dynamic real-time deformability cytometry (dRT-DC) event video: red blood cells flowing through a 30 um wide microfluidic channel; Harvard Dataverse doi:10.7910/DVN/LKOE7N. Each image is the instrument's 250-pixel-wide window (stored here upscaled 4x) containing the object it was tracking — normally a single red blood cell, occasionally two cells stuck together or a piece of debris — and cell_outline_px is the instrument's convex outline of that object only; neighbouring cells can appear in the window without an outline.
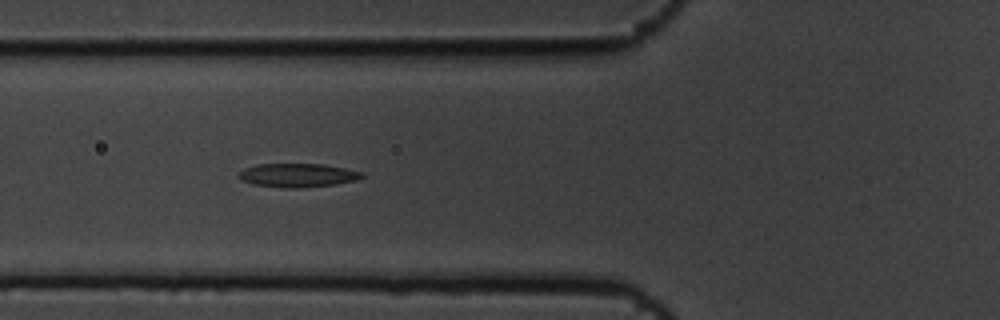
{"species": "common noctule bat (a hibernating species)", "species_latin": "Nyctalus noctula", "temperature_condition": "cold", "stored_images_in_passage": 7, "camera_frame_rate_fps": 3000, "um_per_image_px": 0.085, "animal": {"sex": "male", "body_mass_g": 19.5, "forearm_length_mm": 54.6}, "frame": {"image": 1, "passage_image": 6, "time_ms": 1.667, "image_size_px": [1000, 320], "cell_outline_px": [[364, 176], [356, 180], [336, 184], [300, 188], [280, 188], [252, 184], [240, 180], [236, 176], [244, 168], [256, 164], [324, 164], [364, 172]], "centroid_in_image_um": [25.26, 14.9], "position_along_channel_um": 100.5, "area_um2": 17.22}}
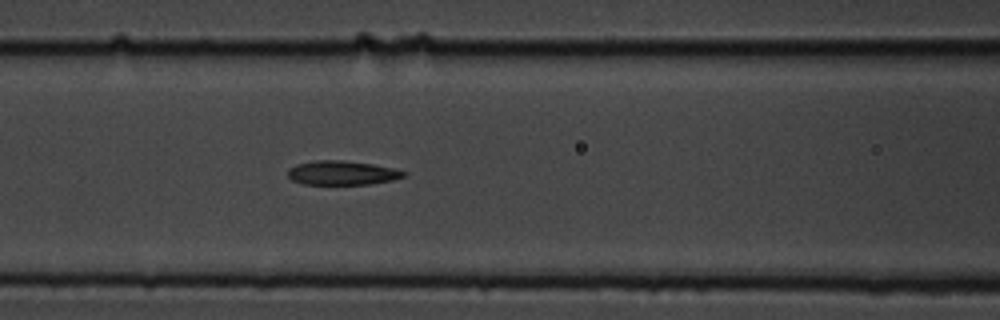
{"frame": {"image": 2, "passage_image": 7, "time_ms": 2.0, "image_size_px": [1000, 320], "cell_outline_px": [[408, 172], [404, 176], [392, 180], [368, 184], [304, 184], [292, 180], [288, 176], [288, 168], [296, 164], [316, 160], [344, 160], [372, 164], [392, 168]], "centroid_in_image_um": [29.05, 14.69], "position_along_channel_um": 137.5, "area_um2": 16.24}}